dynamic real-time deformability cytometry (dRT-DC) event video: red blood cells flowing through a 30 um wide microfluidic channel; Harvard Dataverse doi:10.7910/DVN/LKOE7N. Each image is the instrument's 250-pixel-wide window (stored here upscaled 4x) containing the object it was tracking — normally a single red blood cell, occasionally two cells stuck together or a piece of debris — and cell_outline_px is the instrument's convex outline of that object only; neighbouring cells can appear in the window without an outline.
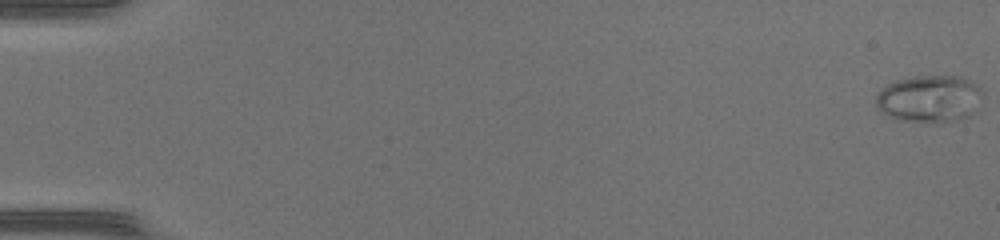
{"species": "common noctule bat (a hibernating species)", "species_latin": "Nyctalus noctula", "temperature_condition": "warm", "stored_images_in_passage": 50, "camera_frame_rate_fps": 3000, "um_per_image_px": 0.085, "animal": {"sex": "female", "body_mass_g": 17.0, "forearm_length_mm": 48.0}, "frame": {"image": 1, "passage_image": 1, "time_ms": 0.0, "image_size_px": [1000, 240], "cell_outline_px": [[984, 96], [972, 112], [968, 116], [956, 120], [936, 124], [904, 120], [892, 116], [884, 112], [876, 104], [876, 92], [888, 84], [896, 80], [912, 76], [960, 76], [984, 88]], "centroid_in_image_um": [79.05, 8.38], "position_along_channel_um": 6.0, "area_um2": 29.48}}
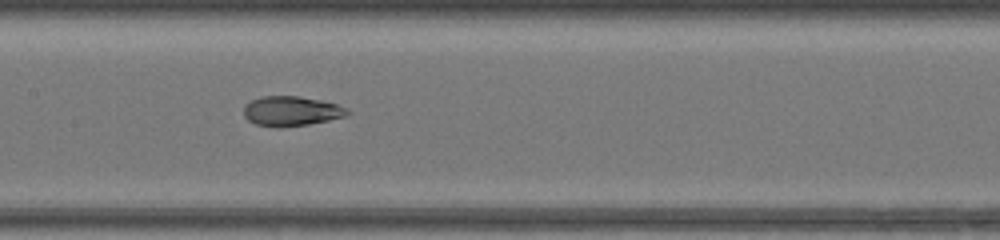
{"frame": {"image": 2, "passage_image": 26, "time_ms": 8.333, "image_size_px": [1000, 240], "cell_outline_px": [[352, 112], [348, 116], [308, 124], [280, 128], [276, 128], [256, 124], [248, 120], [244, 116], [244, 108], [252, 100], [264, 96], [300, 96], [320, 100], [336, 104]], "centroid_in_image_um": [24.77, 9.45], "position_along_channel_um": 182.6, "area_um2": 17.92}}
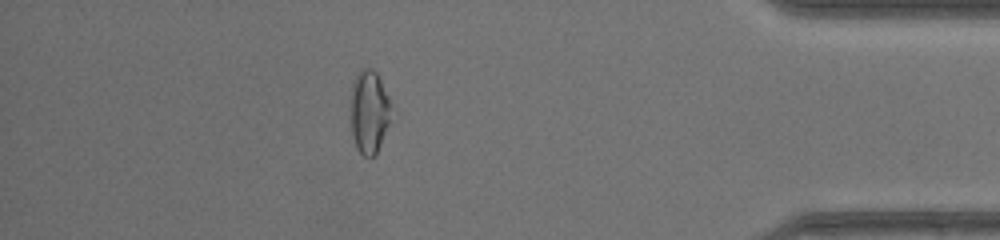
{"frame": {"image": 3, "passage_image": 44, "time_ms": 14.333, "image_size_px": [1000, 240], "cell_outline_px": [[392, 104], [388, 120], [376, 156], [364, 156], [356, 148], [352, 136], [348, 108], [352, 84], [360, 68], [372, 68], [376, 72]], "centroid_in_image_um": [31.31, 9.48], "position_along_channel_um": 403.9, "area_um2": 19.88}, "authors_computed_cell_mechanics": {"area_um2": 20.1144, "velocity_mm_per_s": 4.3362, "shape_relaxation_time_tau1_ms": 6.4394, "shape_relaxation_time_tau2_ms": 0.9816, "deformation_change_tau1": 0.2519, "deformation_change_tau2": 0.076}}